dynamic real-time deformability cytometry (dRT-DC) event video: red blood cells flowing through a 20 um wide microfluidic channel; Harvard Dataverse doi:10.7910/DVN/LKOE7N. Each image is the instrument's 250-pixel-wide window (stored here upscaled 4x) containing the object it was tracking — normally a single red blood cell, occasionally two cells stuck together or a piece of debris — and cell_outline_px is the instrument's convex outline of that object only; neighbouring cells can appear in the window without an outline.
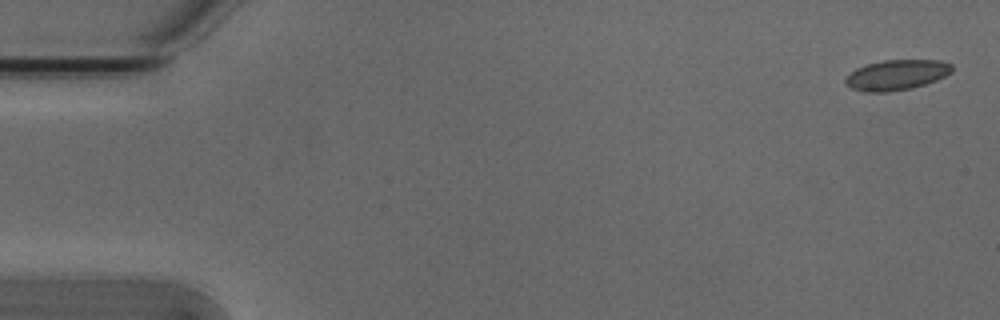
{"species": "Egyptian fruit bat (a non-hibernating species)", "species_latin": "Rousettus aegyptiacus", "temperature_condition": "cold", "stored_images_in_passage": 53, "camera_frame_rate_fps": 3000, "um_per_image_px": 0.085, "animal": {"sex": "male"}, "frame": {"image": 1, "passage_image": 1, "time_ms": 0.0, "image_size_px": [1000, 320], "cell_outline_px": [[952, 72], [936, 80], [912, 88], [888, 92], [864, 92], [852, 88], [844, 84], [844, 80], [856, 68], [868, 64], [884, 60], [940, 60], [952, 64]], "centroid_in_image_um": [76.21, 6.37], "position_along_channel_um": 8.8, "area_um2": 18.73}}
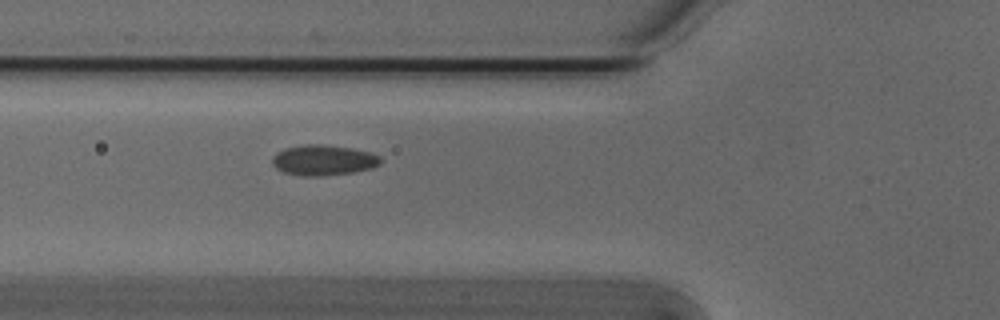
{"frame": {"image": 2, "passage_image": 19, "time_ms": 6.0, "image_size_px": [1000, 320], "cell_outline_px": [[384, 160], [380, 164], [372, 168], [352, 172], [320, 176], [304, 176], [284, 172], [276, 168], [272, 164], [272, 156], [276, 152], [284, 148], [304, 144], [324, 144], [352, 148], [372, 152], [380, 156]], "centroid_in_image_um": [27.5, 13.6], "position_along_channel_um": 98.3, "area_um2": 19.48}}
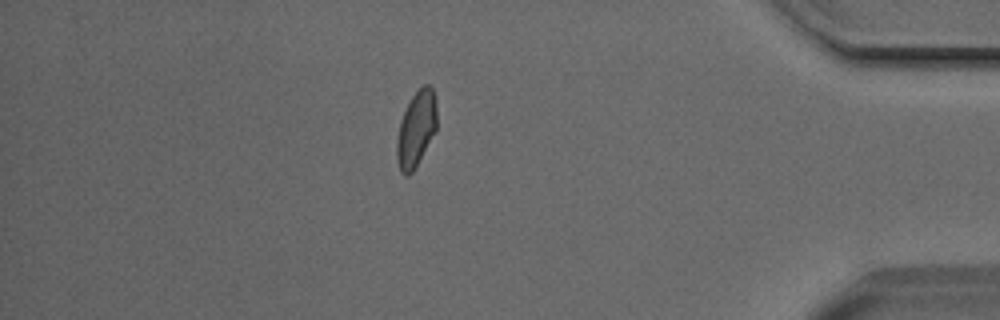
{"frame": {"image": 3, "passage_image": 46, "time_ms": 15.0, "image_size_px": [1000, 320], "cell_outline_px": [[436, 128], [412, 172], [408, 176], [404, 176], [400, 172], [396, 160], [396, 140], [400, 120], [412, 96], [424, 84], [428, 84], [432, 88], [436, 100]], "centroid_in_image_um": [35.34, 10.97], "position_along_channel_um": 399.9, "area_um2": 17.4}, "authors_computed_cell_mechanics": {"area_um2": 18.207, "velocity_mm_per_s": 3.8019, "shape_relaxation_time_tau1_ms": 2.8833, "shape_relaxation_time_tau2_ms": 1.2277, "deformation_change_tau1": 0.0679, "deformation_change_tau2": 0.0515}}